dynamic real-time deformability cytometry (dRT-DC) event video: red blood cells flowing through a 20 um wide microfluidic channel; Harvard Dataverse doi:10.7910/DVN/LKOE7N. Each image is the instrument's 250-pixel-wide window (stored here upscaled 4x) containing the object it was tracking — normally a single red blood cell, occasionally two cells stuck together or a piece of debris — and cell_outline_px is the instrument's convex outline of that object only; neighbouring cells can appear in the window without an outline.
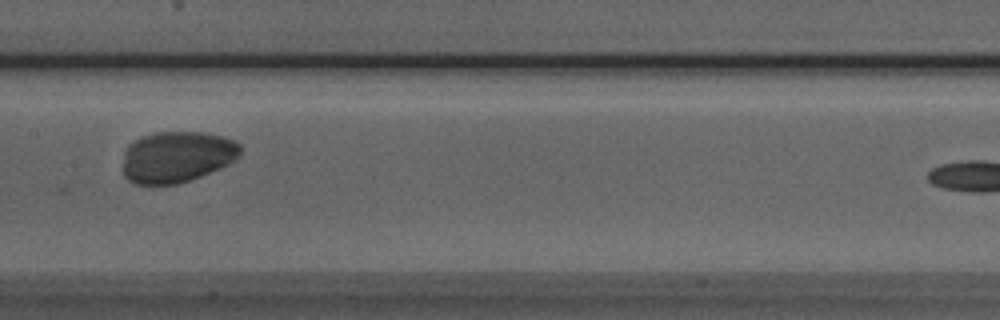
{"species": "Egyptian fruit bat (a non-hibernating species)", "species_latin": "Rousettus aegyptiacus", "temperature_condition": "room temperature", "stored_images_in_passage": 9, "camera_frame_rate_fps": 3000, "um_per_image_px": 0.085, "animal": {"sex": "male"}, "frame": {"image": 1, "passage_image": 7, "time_ms": 8.0, "image_size_px": [1000, 320], "cell_outline_px": [[240, 156], [236, 160], [220, 168], [200, 176], [176, 184], [136, 184], [128, 180], [124, 176], [124, 152], [128, 144], [140, 136], [156, 132], [204, 132], [236, 140], [240, 144]], "centroid_in_image_um": [15.04, 13.32], "position_along_channel_um": 192.4, "area_um2": 35.2}}